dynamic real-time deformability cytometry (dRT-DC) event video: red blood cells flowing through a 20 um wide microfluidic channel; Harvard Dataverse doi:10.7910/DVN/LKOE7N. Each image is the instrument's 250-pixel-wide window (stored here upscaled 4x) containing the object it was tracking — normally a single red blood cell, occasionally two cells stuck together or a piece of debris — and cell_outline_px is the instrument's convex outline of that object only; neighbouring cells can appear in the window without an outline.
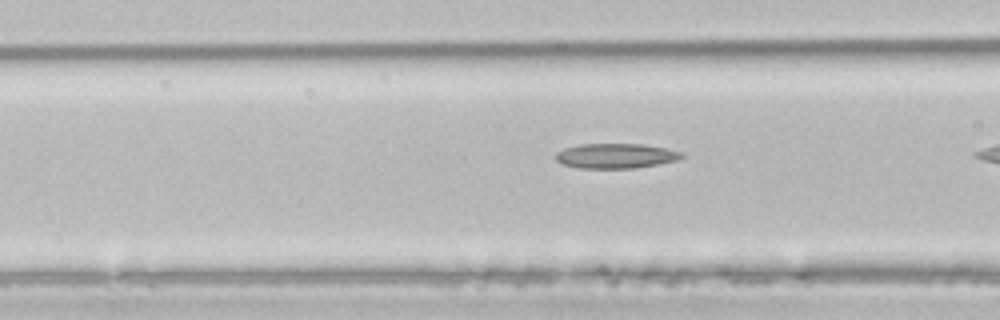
{"species": "common noctule bat (a hibernating species)", "species_latin": "Nyctalus noctula", "temperature_condition": "room temperature", "stored_images_in_passage": 8, "camera_frame_rate_fps": 3000, "um_per_image_px": 0.085, "animal": {"sex": "male", "body_mass_g": 21.5, "forearm_length_mm": 52.0}, "frame": {"image": 1, "passage_image": 6, "time_ms": 1.667, "image_size_px": [1000, 320], "cell_outline_px": [[684, 156], [676, 160], [660, 164], [636, 168], [580, 168], [564, 164], [556, 160], [556, 152], [564, 148], [580, 144], [644, 144], [684, 152]], "centroid_in_image_um": [52.36, 13.25], "position_along_channel_um": 114.2, "area_um2": 18.26}}